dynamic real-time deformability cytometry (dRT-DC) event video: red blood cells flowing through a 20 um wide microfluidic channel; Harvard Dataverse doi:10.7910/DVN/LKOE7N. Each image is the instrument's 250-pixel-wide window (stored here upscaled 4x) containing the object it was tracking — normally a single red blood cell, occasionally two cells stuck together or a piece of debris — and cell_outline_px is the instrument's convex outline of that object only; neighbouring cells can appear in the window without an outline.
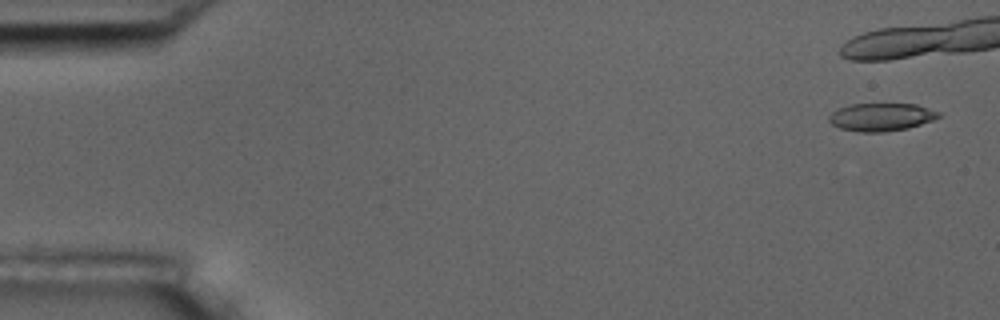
{"species": "common noctule bat (a hibernating species)", "species_latin": "Nyctalus noctula", "temperature_condition": "room temperature", "stored_images_in_passage": 4, "camera_frame_rate_fps": 3000, "um_per_image_px": 0.085, "animal": {"sex": "male", "body_mass_g": 17.5, "forearm_length_mm": 52.3}, "frame": {"image": 1, "passage_image": 1, "time_ms": 0.0, "image_size_px": [1000, 320], "cell_outline_px": [[940, 116], [932, 120], [908, 128], [884, 132], [860, 132], [840, 128], [832, 124], [828, 120], [828, 116], [832, 112], [848, 104], [916, 104], [940, 112]], "centroid_in_image_um": [74.88, 9.94], "position_along_channel_um": 10.1, "area_um2": 17.74}}